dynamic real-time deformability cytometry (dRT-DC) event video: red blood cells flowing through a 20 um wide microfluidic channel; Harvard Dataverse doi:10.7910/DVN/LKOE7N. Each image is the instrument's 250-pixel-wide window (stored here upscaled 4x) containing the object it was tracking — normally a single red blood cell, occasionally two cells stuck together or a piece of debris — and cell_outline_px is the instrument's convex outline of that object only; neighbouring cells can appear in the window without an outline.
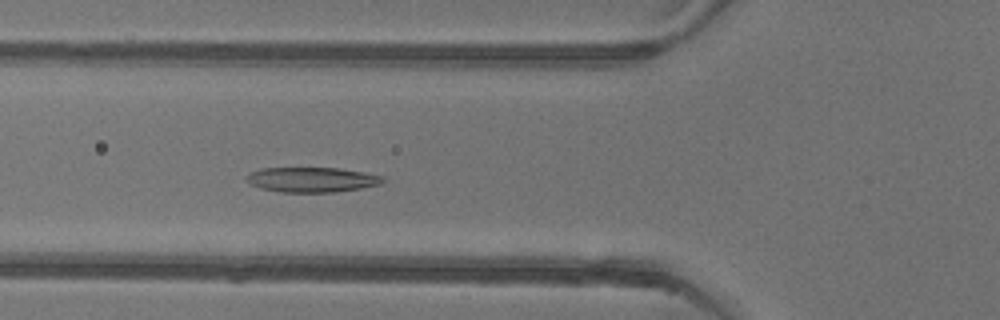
{"species": "common noctule bat (a hibernating species)", "species_latin": "Nyctalus noctula", "temperature_condition": "warm", "stored_images_in_passage": 51, "camera_frame_rate_fps": 3000, "um_per_image_px": 0.085, "animal": {"sex": "female"}, "frame": {"image": 1, "passage_image": 17, "time_ms": 5.333, "image_size_px": [1000, 320], "cell_outline_px": [[384, 180], [380, 184], [360, 188], [336, 192], [280, 192], [260, 188], [252, 184], [244, 176], [260, 168], [340, 168], [364, 172], [380, 176]], "centroid_in_image_um": [26.48, 15.27], "position_along_channel_um": 99.3, "area_um2": 19.65}}
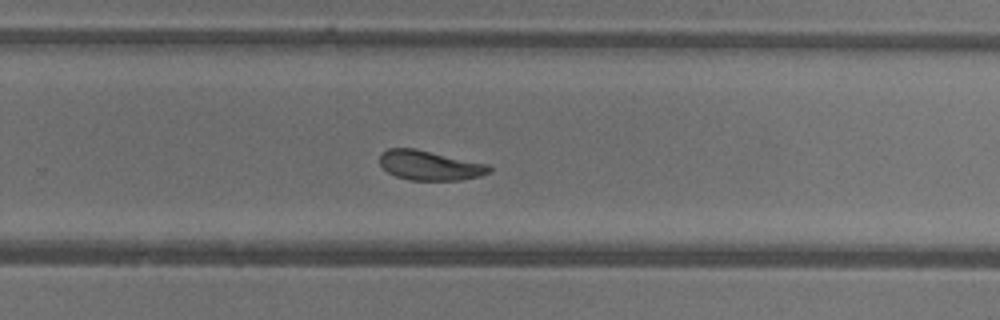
{"frame": {"image": 2, "passage_image": 32, "time_ms": 10.333, "image_size_px": [1000, 320], "cell_outline_px": [[492, 172], [480, 176], [460, 180], [408, 180], [396, 176], [388, 172], [380, 164], [380, 152], [388, 148], [416, 148], [488, 164], [492, 168]], "centroid_in_image_um": [36.54, 14.05], "position_along_channel_um": 293.3, "area_um2": 19.07}}
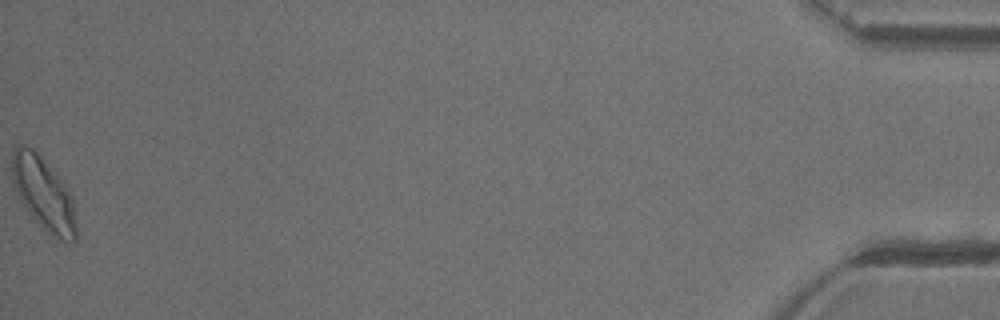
{"frame": {"image": 3, "passage_image": 51, "time_ms": 16.667, "image_size_px": [1000, 320], "cell_outline_px": [[76, 240], [72, 244], [68, 244], [52, 236], [32, 216], [16, 192], [12, 176], [12, 152], [16, 144], [24, 144], [32, 148], [40, 156], [60, 180], [72, 196], [76, 224]], "centroid_in_image_um": [3.71, 16.49], "position_along_channel_um": 431.5, "area_um2": 26.88}, "authors_computed_cell_mechanics": {"area_um2": 20.4034, "velocity_mm_per_s": 3.8795, "shape_relaxation_time_tau1_ms": 8.3574, "shape_relaxation_time_tau2_ms": 2.8358, "deformation_change_tau1": 0.2085, "deformation_change_tau2": 0.1031}}